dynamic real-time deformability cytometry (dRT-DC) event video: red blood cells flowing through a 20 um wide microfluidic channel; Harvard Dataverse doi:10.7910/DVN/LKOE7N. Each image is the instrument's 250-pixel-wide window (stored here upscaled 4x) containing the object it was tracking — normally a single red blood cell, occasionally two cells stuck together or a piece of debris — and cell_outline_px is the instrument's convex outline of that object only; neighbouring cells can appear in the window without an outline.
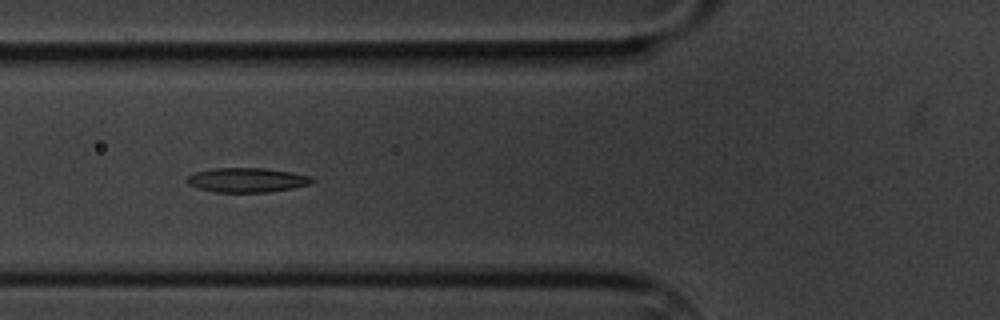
{"species": "common noctule bat (a hibernating species)", "species_latin": "Nyctalus noctula", "temperature_condition": "cold", "stored_images_in_passage": 7, "camera_frame_rate_fps": 3000, "um_per_image_px": 0.085, "animal": {"sex": "male", "body_mass_g": 20.1, "forearm_length_mm": 53.5}, "frame": {"image": 1, "passage_image": 5, "time_ms": 5.333, "image_size_px": [1000, 320], "cell_outline_px": [[316, 180], [312, 184], [292, 188], [268, 192], [212, 192], [196, 188], [188, 184], [184, 180], [188, 176], [196, 172], [212, 168], [264, 168], [292, 172], [312, 176]], "centroid_in_image_um": [21.0, 15.3], "position_along_channel_um": 104.8, "area_um2": 18.09}}
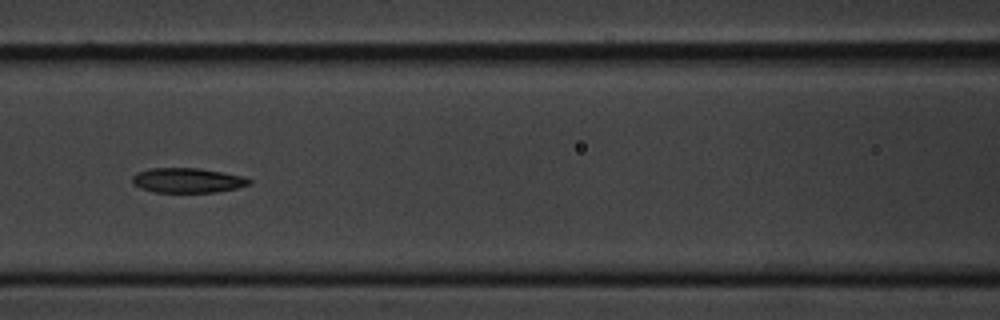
{"frame": {"image": 2, "passage_image": 6, "time_ms": 6.667, "image_size_px": [1000, 320], "cell_outline_px": [[252, 184], [236, 188], [216, 192], [152, 192], [140, 188], [132, 184], [132, 176], [136, 172], [148, 168], [196, 168], [244, 176], [252, 180]], "centroid_in_image_um": [15.91, 15.33], "position_along_channel_um": 150.7, "area_um2": 16.99}}
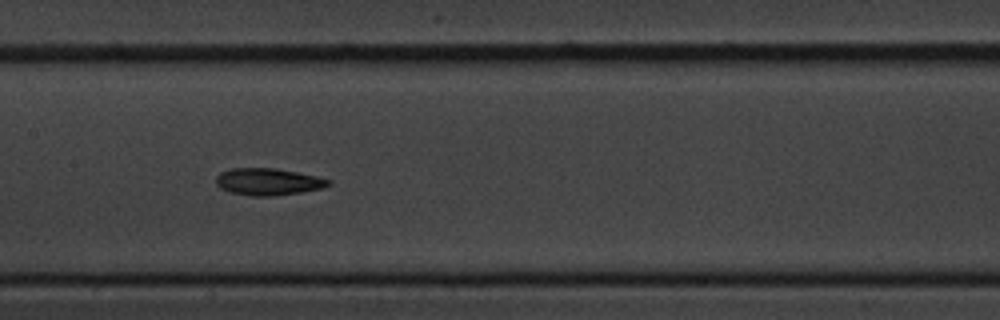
{"frame": {"image": 3, "passage_image": 7, "time_ms": 7.667, "image_size_px": [1000, 320], "cell_outline_px": [[332, 184], [324, 188], [300, 192], [272, 196], [248, 196], [228, 192], [220, 188], [216, 184], [216, 176], [220, 172], [232, 168], [276, 168], [316, 176], [332, 180]], "centroid_in_image_um": [22.78, 15.45], "position_along_channel_um": 184.6, "area_um2": 17.86}}